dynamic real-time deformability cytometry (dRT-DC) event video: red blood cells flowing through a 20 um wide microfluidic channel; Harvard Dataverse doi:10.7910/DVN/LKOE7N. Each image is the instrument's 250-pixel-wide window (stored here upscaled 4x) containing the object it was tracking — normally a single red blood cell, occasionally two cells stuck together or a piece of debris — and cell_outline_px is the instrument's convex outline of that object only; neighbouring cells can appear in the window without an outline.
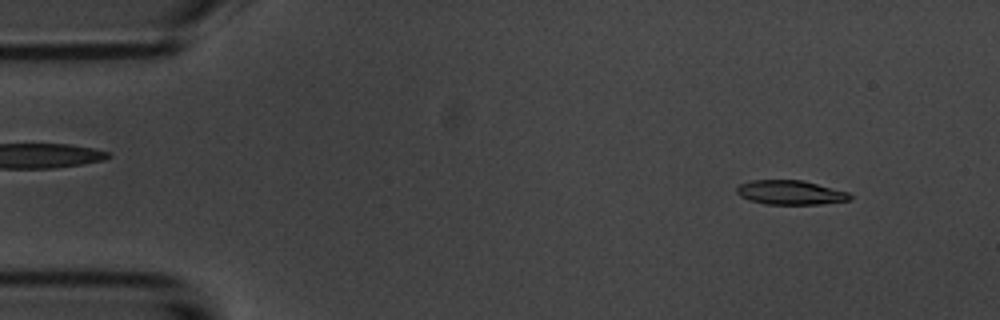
{"species": "common noctule bat (a hibernating species)", "species_latin": "Nyctalus noctula", "temperature_condition": "room temperature", "stored_images_in_passage": 5, "camera_frame_rate_fps": 3000, "um_per_image_px": 0.085, "animal": {"sex": "male", "body_mass_g": 20.1, "forearm_length_mm": 53.5}, "frame": {"image": 1, "passage_image": 1, "time_ms": 0.0, "image_size_px": [1000, 320], "cell_outline_px": [[852, 200], [820, 204], [764, 204], [748, 200], [740, 196], [736, 192], [736, 188], [740, 184], [752, 180], [804, 180], [848, 192], [852, 196]], "centroid_in_image_um": [67.18, 16.36], "position_along_channel_um": 17.8, "area_um2": 16.13}}
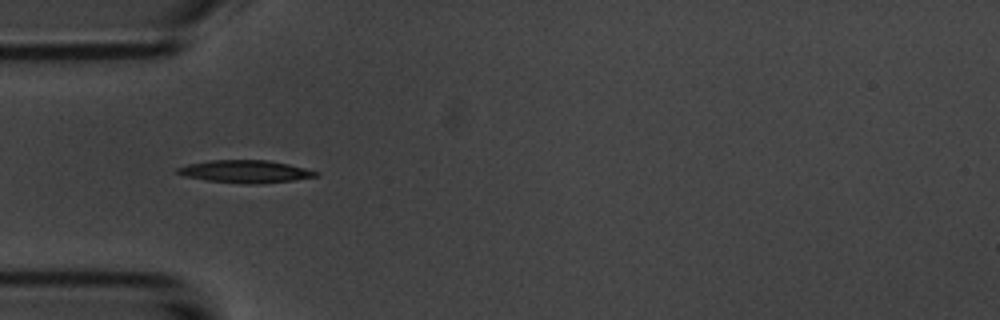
{"frame": {"image": 2, "passage_image": 4, "time_ms": 3.667, "image_size_px": [1000, 320], "cell_outline_px": [[320, 172], [316, 176], [292, 180], [252, 184], [244, 184], [204, 180], [184, 176], [176, 172], [176, 168], [188, 164], [208, 160], [268, 160], [288, 164]], "centroid_in_image_um": [20.79, 14.57], "position_along_channel_um": 64.2, "area_um2": 18.09}}
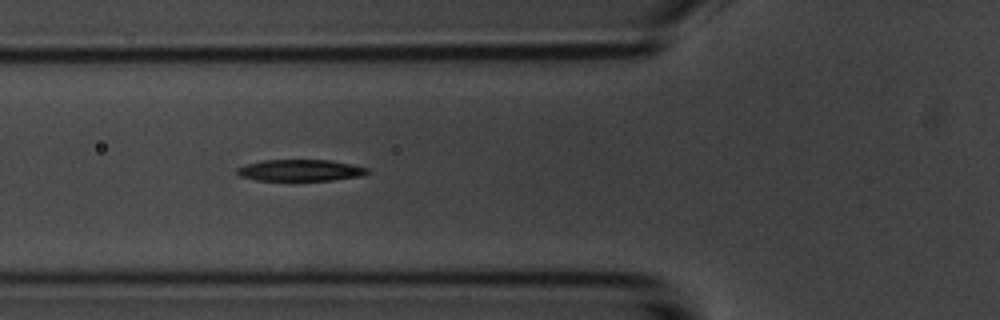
{"frame": {"image": 3, "passage_image": 5, "time_ms": 4.667, "image_size_px": [1000, 320], "cell_outline_px": [[368, 172], [360, 176], [332, 180], [256, 180], [240, 176], [236, 172], [236, 168], [248, 164], [264, 160], [332, 160], [352, 164], [368, 168]], "centroid_in_image_um": [25.52, 14.47], "position_along_channel_um": 100.3, "area_um2": 16.18}}